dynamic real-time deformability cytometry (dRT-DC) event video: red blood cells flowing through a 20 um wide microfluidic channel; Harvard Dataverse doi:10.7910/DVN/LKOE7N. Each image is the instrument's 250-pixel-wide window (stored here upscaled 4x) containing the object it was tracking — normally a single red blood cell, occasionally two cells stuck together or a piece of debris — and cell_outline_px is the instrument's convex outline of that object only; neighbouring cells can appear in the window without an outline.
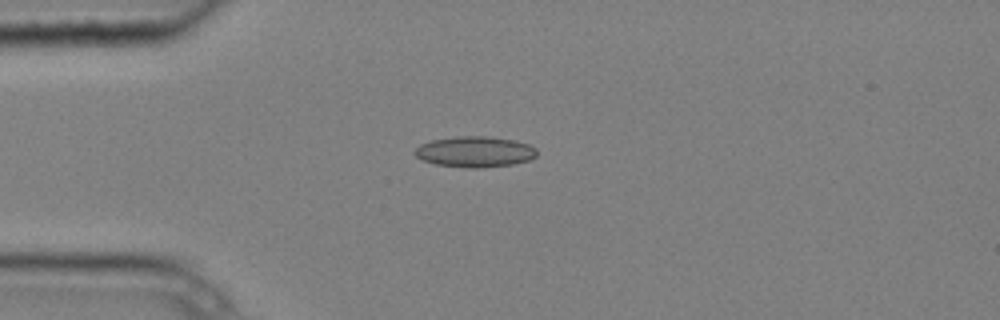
{"species": "common noctule bat (a hibernating species)", "species_latin": "Nyctalus noctula", "temperature_condition": "cold", "stored_images_in_passage": 4, "camera_frame_rate_fps": 3000, "um_per_image_px": 0.085, "animal": {"sex": "male", "body_mass_g": 20.4}, "frame": {"image": 1, "passage_image": 2, "time_ms": 0.333, "image_size_px": [1000, 320], "cell_outline_px": [[536, 156], [528, 160], [512, 164], [480, 168], [464, 168], [436, 164], [424, 160], [416, 156], [416, 148], [420, 144], [432, 140], [456, 136], [488, 136], [516, 140], [528, 144], [536, 148]], "centroid_in_image_um": [40.38, 12.89], "position_along_channel_um": 44.6, "area_um2": 21.85}}
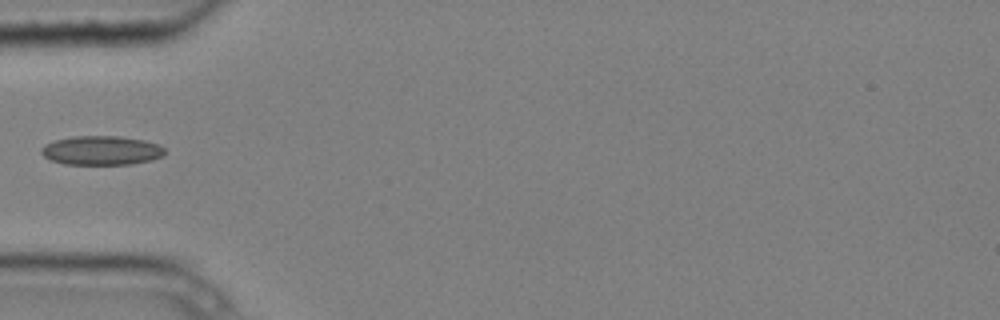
{"frame": {"image": 2, "passage_image": 3, "time_ms": 0.667, "image_size_px": [1000, 320], "cell_outline_px": [[164, 156], [152, 160], [132, 164], [64, 164], [52, 160], [44, 156], [40, 152], [40, 148], [44, 144], [56, 140], [72, 136], [120, 136], [144, 140], [156, 144], [164, 148]], "centroid_in_image_um": [8.61, 12.78], "position_along_channel_um": 76.4, "area_um2": 20.98}}
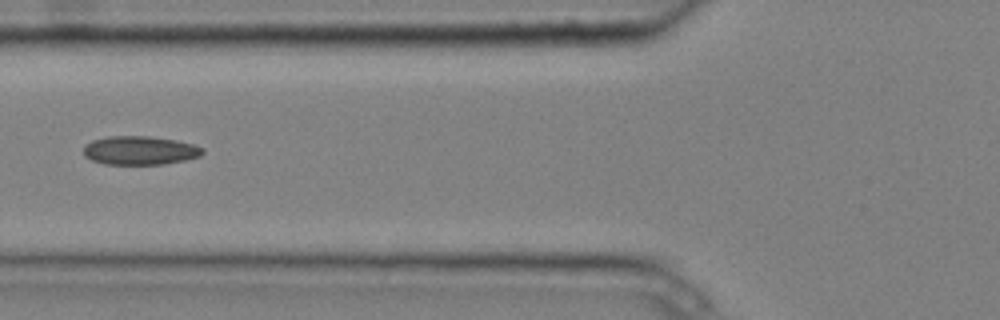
{"frame": {"image": 3, "passage_image": 4, "time_ms": 1.0, "image_size_px": [1000, 320], "cell_outline_px": [[204, 152], [200, 156], [184, 160], [164, 164], [104, 164], [92, 160], [84, 156], [84, 144], [92, 140], [108, 136], [148, 136], [176, 140], [196, 144], [204, 148]], "centroid_in_image_um": [11.9, 12.78], "position_along_channel_um": 113.9, "area_um2": 20.06}}